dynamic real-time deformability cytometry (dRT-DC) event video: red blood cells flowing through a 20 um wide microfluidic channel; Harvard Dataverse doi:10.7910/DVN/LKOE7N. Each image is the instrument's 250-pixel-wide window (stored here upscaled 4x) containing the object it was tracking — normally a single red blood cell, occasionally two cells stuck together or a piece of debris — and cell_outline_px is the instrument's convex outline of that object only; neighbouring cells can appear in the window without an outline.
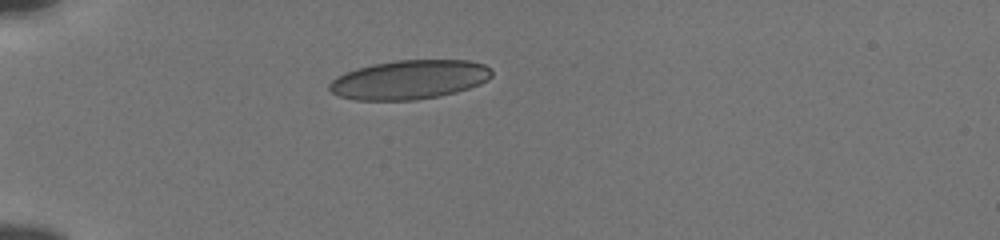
{"species": "human", "species_latin": "Homo sapiens", "temperature_condition": "cold", "stored_images_in_passage": 39, "camera_frame_rate_fps": 3000, "um_per_image_px": 0.085, "donor": {"sex": "male"}, "frame": {"image": 1, "passage_image": 1, "time_ms": 0.0, "image_size_px": [1000, 240], "cell_outline_px": [[492, 76], [488, 80], [480, 84], [456, 92], [440, 96], [416, 100], [356, 100], [340, 96], [332, 92], [328, 88], [328, 84], [336, 76], [344, 72], [356, 68], [372, 64], [396, 60], [468, 60], [484, 64], [492, 68]], "centroid_in_image_um": [34.8, 6.77], "position_along_channel_um": 50.2, "area_um2": 37.28}}
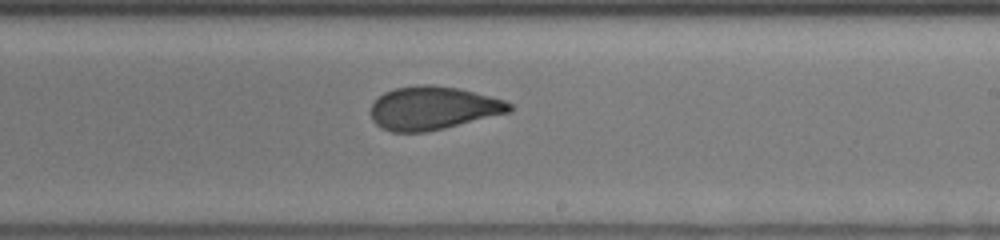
{"frame": {"image": 2, "passage_image": 19, "time_ms": 6.0, "image_size_px": [1000, 240], "cell_outline_px": [[512, 112], [428, 132], [392, 132], [380, 128], [372, 120], [372, 104], [384, 92], [396, 88], [416, 84], [432, 84], [460, 88], [504, 100], [512, 104]], "centroid_in_image_um": [36.82, 9.19], "position_along_channel_um": 252.2, "area_um2": 35.2}}
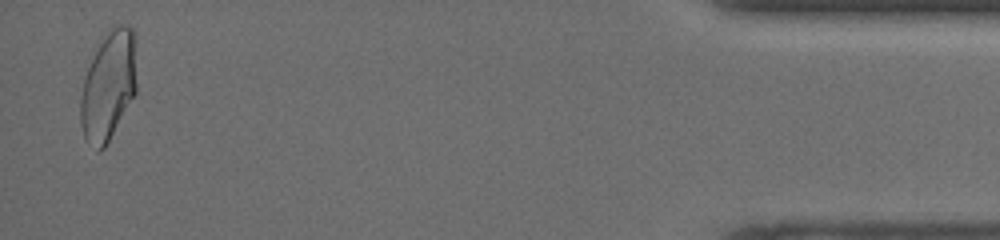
{"frame": {"image": 3, "passage_image": 38, "time_ms": 12.333, "image_size_px": [1000, 240], "cell_outline_px": [[136, 92], [104, 148], [96, 152], [84, 140], [80, 124], [80, 96], [84, 76], [104, 32], [120, 24], [128, 24], [132, 28], [136, 36]], "centroid_in_image_um": [9.21, 7.27], "position_along_channel_um": 426.0, "area_um2": 36.3}, "authors_computed_cell_mechanics": {"area_um2": 35.258, "velocity_mm_per_s": 3.8434, "shape_relaxation_time_tau1_ms": 10.3751, "shape_relaxation_time_tau2_ms": 1.0428, "deformation_change_tau1": 0.2395, "deformation_change_tau2": 0.0736}}